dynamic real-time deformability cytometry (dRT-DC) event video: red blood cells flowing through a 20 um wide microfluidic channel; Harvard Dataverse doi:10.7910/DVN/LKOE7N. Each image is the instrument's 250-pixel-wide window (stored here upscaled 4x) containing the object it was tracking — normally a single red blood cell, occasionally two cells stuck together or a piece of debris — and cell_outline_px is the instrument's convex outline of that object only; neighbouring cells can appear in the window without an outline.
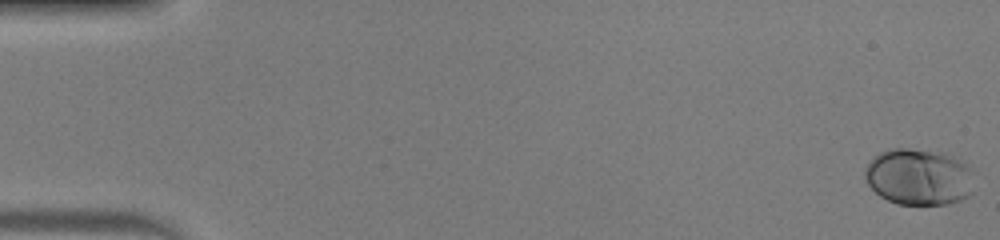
{"species": "human", "species_latin": "Homo sapiens", "temperature_condition": "warm", "stored_images_in_passage": 52, "camera_frame_rate_fps": 3000, "um_per_image_px": 0.085, "donor": {"sex": "male"}, "frame": {"image": 1, "passage_image": 1, "time_ms": 0.0, "image_size_px": [1000, 240], "cell_outline_px": [[972, 192], [968, 196], [960, 200], [948, 204], [896, 204], [880, 196], [864, 180], [864, 168], [872, 156], [880, 152], [892, 148], [908, 148], [944, 152], [952, 156], [964, 164], [968, 168]], "centroid_in_image_um": [78.01, 15.03], "position_along_channel_um": 7.0, "area_um2": 35.89}}
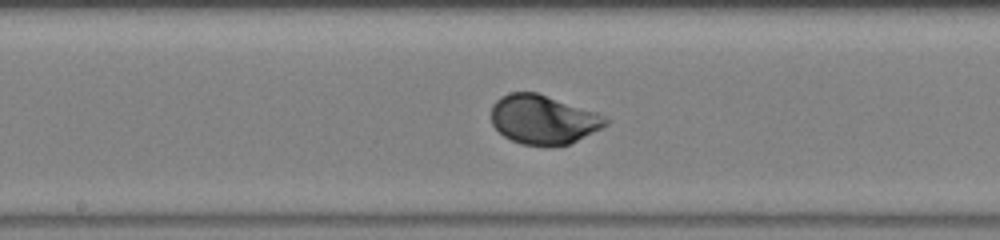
{"frame": {"image": 2, "passage_image": 28, "time_ms": 9.0, "image_size_px": [1000, 240], "cell_outline_px": [[608, 124], [568, 144], [552, 148], [520, 144], [504, 136], [492, 124], [492, 104], [500, 96], [508, 92], [536, 92], [596, 112], [604, 116], [608, 120]], "centroid_in_image_um": [46.14, 10.17], "position_along_channel_um": 202.1, "area_um2": 32.77}}
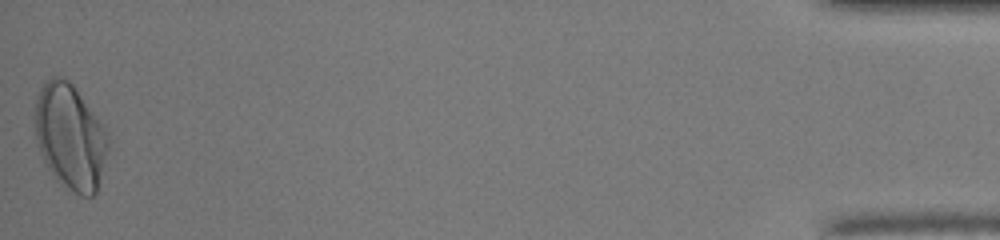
{"frame": {"image": 3, "passage_image": 52, "time_ms": 17.0, "image_size_px": [1000, 240], "cell_outline_px": [[108, 148], [96, 192], [92, 196], [80, 196], [56, 180], [48, 168], [40, 152], [36, 136], [32, 116], [36, 96], [44, 80], [52, 76], [64, 76], [72, 84], [104, 128], [108, 136]], "centroid_in_image_um": [5.9, 11.58], "position_along_channel_um": 429.3, "area_um2": 44.85}, "authors_computed_cell_mechanics": {"area_um2": 33.2639, "velocity_mm_per_s": 4.0223, "shape_relaxation_time_tau1_ms": 2.0186, "shape_relaxation_time_tau2_ms": null, "deformation_change_tau1": 0.1361, "deformation_change_tau2": null}}